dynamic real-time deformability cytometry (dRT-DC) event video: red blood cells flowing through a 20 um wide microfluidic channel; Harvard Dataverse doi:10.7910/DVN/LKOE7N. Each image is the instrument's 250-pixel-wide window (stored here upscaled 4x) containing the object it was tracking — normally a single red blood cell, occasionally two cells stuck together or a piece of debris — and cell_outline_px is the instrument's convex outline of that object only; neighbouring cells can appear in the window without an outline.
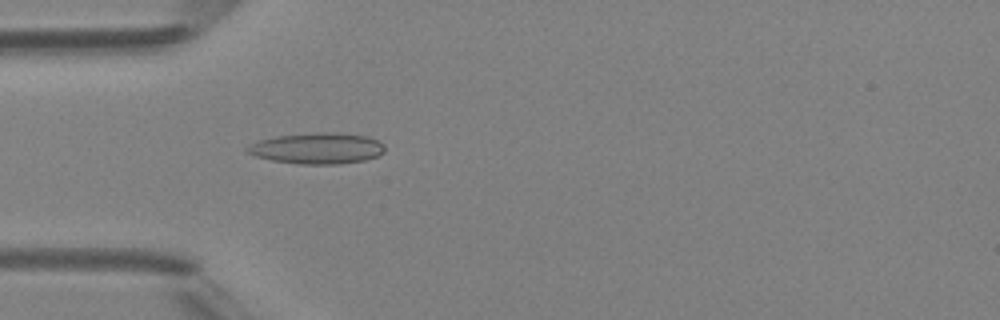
{"species": "Egyptian fruit bat (a non-hibernating species)", "species_latin": "Rousettus aegyptiacus", "temperature_condition": "room temperature", "stored_images_in_passage": 4, "camera_frame_rate_fps": 3000, "um_per_image_px": 0.085, "animal": {"sex": "female"}, "frame": {"image": 1, "passage_image": 4, "time_ms": 4.333, "image_size_px": [1000, 320], "cell_outline_px": [[384, 152], [376, 156], [364, 160], [340, 164], [300, 164], [272, 160], [256, 156], [248, 152], [244, 148], [260, 140], [276, 136], [316, 132], [336, 132], [368, 136], [384, 144]], "centroid_in_image_um": [26.98, 12.6], "position_along_channel_um": 58.0, "area_um2": 24.8}}